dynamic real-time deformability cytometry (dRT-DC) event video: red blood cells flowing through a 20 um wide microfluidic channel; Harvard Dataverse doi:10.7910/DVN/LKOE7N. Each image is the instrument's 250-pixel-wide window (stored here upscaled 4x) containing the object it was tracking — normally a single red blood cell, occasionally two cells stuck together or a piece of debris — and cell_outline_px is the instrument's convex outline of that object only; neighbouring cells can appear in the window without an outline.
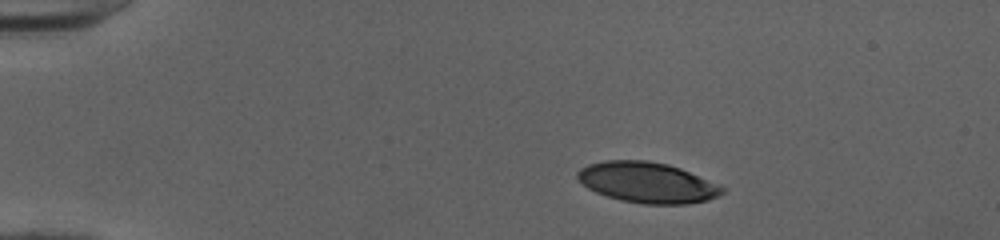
{"species": "human", "species_latin": "Homo sapiens", "temperature_condition": "cold", "stored_images_in_passage": 43, "camera_frame_rate_fps": 3000, "um_per_image_px": 0.085, "donor": {"sex": "female"}, "frame": {"image": 1, "passage_image": 1, "time_ms": 0.0, "image_size_px": [1000, 240], "cell_outline_px": [[728, 188], [724, 192], [708, 200], [688, 204], [644, 204], [620, 200], [596, 192], [588, 188], [576, 176], [576, 172], [580, 168], [588, 164], [604, 160], [644, 160], [668, 164], [680, 168], [720, 184]], "centroid_in_image_um": [55.05, 15.51], "position_along_channel_um": 30.0, "area_um2": 34.39}}
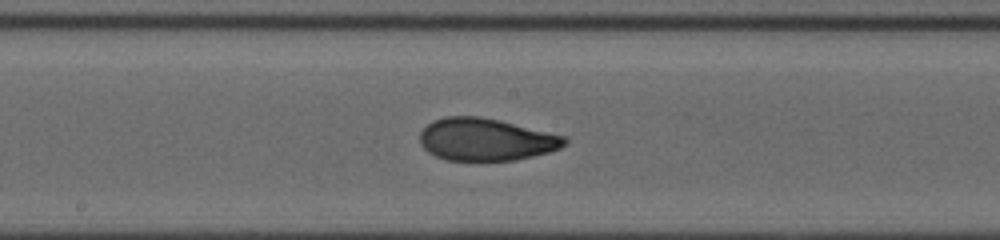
{"frame": {"image": 2, "passage_image": 20, "time_ms": 6.333, "image_size_px": [1000, 240], "cell_outline_px": [[568, 144], [552, 152], [516, 160], [444, 160], [428, 152], [420, 144], [420, 132], [432, 120], [444, 116], [480, 116], [500, 120], [568, 136]], "centroid_in_image_um": [41.35, 11.85], "position_along_channel_um": 206.9, "area_um2": 36.24}}
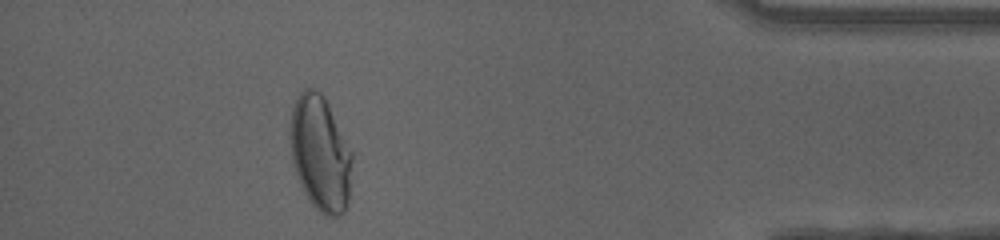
{"frame": {"image": 3, "passage_image": 38, "time_ms": 12.333, "image_size_px": [1000, 240], "cell_outline_px": [[352, 160], [348, 200], [344, 212], [340, 216], [328, 216], [320, 212], [312, 204], [304, 192], [296, 176], [292, 160], [288, 136], [288, 132], [292, 108], [300, 92], [304, 88], [316, 88], [324, 96], [352, 152]], "centroid_in_image_um": [27.19, 13.02], "position_along_channel_um": 408.0, "area_um2": 41.79}, "authors_computed_cell_mechanics": {"area_um2": 36.2984, "velocity_mm_per_s": 4.0298, "shape_relaxation_time_tau1_ms": 7.6517, "shape_relaxation_time_tau2_ms": 1.1444, "deformation_change_tau1": 0.2617, "deformation_change_tau2": 0.0682}}